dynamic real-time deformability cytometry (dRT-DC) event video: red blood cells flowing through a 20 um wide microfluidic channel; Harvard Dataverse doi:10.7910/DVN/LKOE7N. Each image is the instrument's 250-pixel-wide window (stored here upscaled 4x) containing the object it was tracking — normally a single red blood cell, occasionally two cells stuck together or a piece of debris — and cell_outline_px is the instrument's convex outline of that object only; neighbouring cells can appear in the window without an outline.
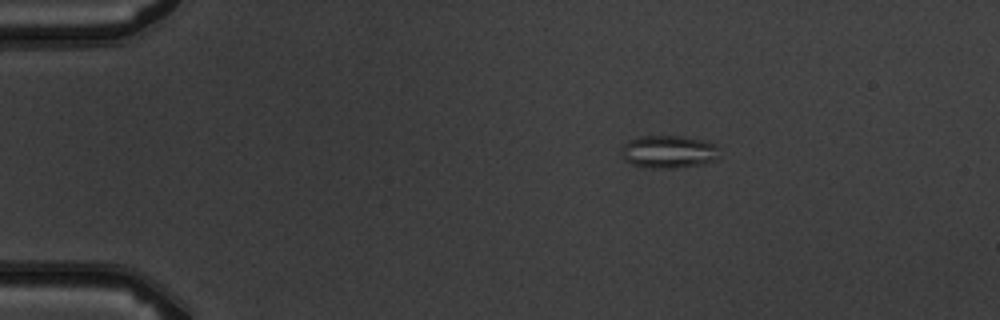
{"species": "common noctule bat (a hibernating species)", "species_latin": "Nyctalus noctula", "temperature_condition": "warm", "stored_images_in_passage": 3, "camera_frame_rate_fps": 3000, "um_per_image_px": 0.085, "animal": {"sex": "male", "body_mass_g": 19.5, "forearm_length_mm": 54.6}, "frame": {"image": 1, "passage_image": 1, "time_ms": 0.0, "image_size_px": [1000, 320], "cell_outline_px": [[720, 156], [716, 160], [704, 164], [672, 168], [648, 168], [632, 164], [624, 160], [620, 152], [620, 148], [624, 144], [640, 136], [684, 136], [704, 140], [716, 144]], "centroid_in_image_um": [56.85, 12.9], "position_along_channel_um": 28.2, "area_um2": 18.96}}
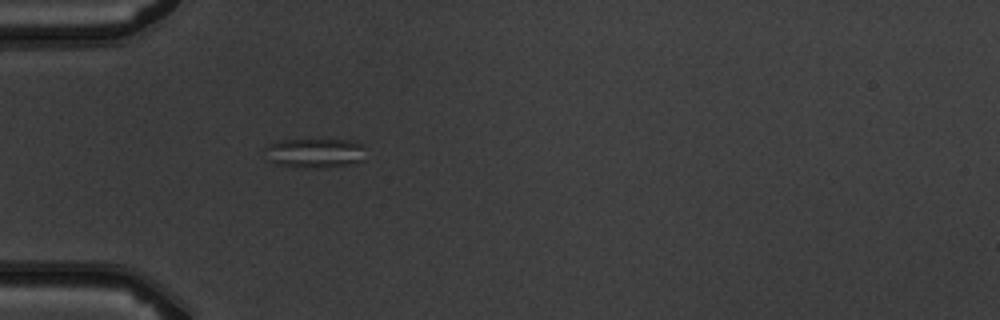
{"frame": {"image": 2, "passage_image": 3, "time_ms": 2.333, "image_size_px": [1000, 320], "cell_outline_px": [[364, 160], [348, 164], [316, 168], [308, 168], [276, 164], [268, 160], [264, 148], [268, 144], [280, 140], [348, 140], [364, 144]], "centroid_in_image_um": [26.75, 13.0], "position_along_channel_um": 58.3, "area_um2": 17.28}}